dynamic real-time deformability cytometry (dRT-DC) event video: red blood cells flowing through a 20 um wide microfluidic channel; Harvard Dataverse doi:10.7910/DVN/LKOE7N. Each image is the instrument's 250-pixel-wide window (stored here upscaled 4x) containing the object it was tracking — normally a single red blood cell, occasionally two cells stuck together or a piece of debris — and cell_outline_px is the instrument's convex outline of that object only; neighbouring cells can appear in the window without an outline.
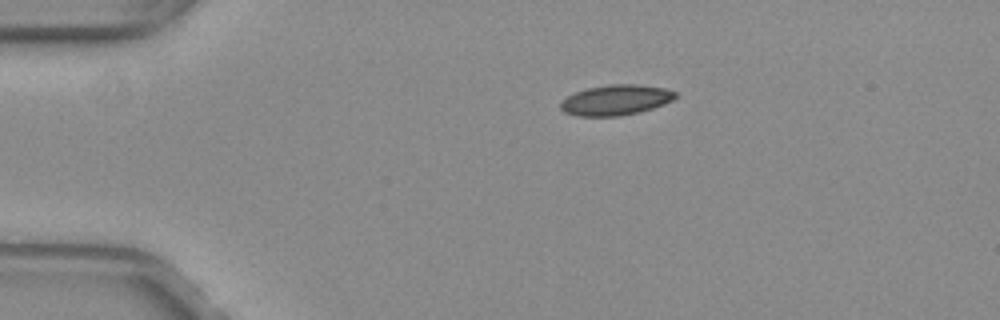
{"species": "common noctule bat (a hibernating species)", "species_latin": "Nyctalus noctula", "temperature_condition": "warm", "stored_images_in_passage": 42, "camera_frame_rate_fps": 3000, "um_per_image_px": 0.085, "animal": {"sex": "female", "body_mass_g": 29.2, "forearm_length_mm": 56.3}, "frame": {"image": 1, "passage_image": 1, "time_ms": 0.0, "image_size_px": [1000, 320], "cell_outline_px": [[676, 96], [672, 100], [664, 104], [640, 112], [620, 116], [576, 116], [564, 112], [560, 108], [560, 100], [576, 92], [588, 88], [608, 84], [636, 84], [664, 88], [676, 92]], "centroid_in_image_um": [52.31, 8.5], "position_along_channel_um": 32.7, "area_um2": 20.35}}
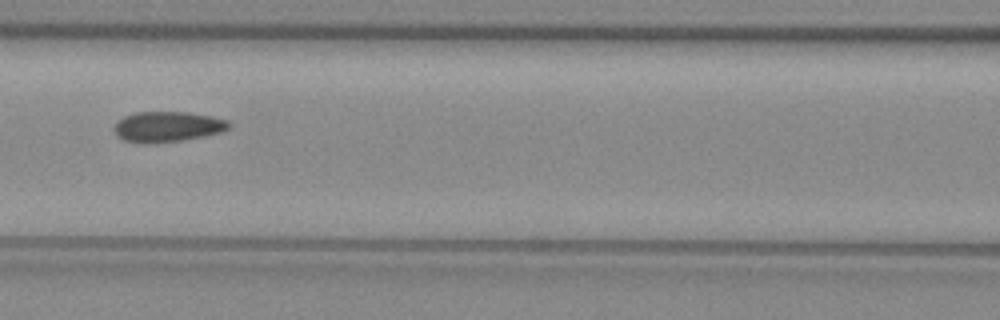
{"frame": {"image": 2, "passage_image": 14, "time_ms": 4.333, "image_size_px": [1000, 320], "cell_outline_px": [[232, 124], [228, 128], [220, 132], [180, 140], [144, 144], [140, 144], [124, 140], [116, 136], [116, 120], [124, 116], [136, 112], [188, 112], [212, 116], [228, 120]], "centroid_in_image_um": [14.21, 10.76], "position_along_channel_um": 152.4, "area_um2": 20.23}}
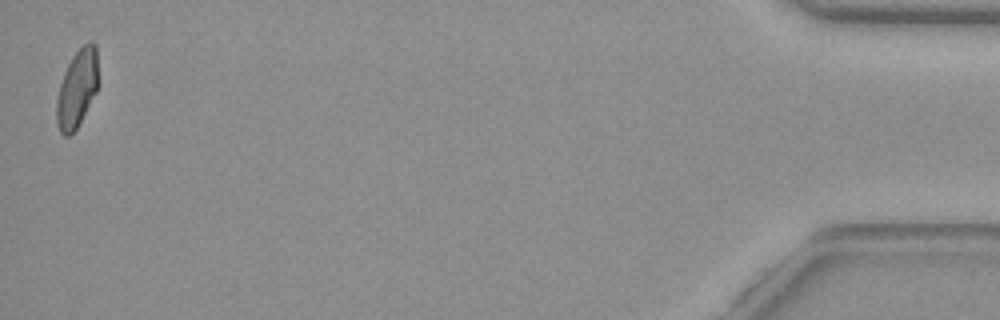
{"frame": {"image": 3, "passage_image": 42, "time_ms": 13.667, "image_size_px": [1000, 320], "cell_outline_px": [[96, 92], [76, 128], [68, 136], [64, 136], [60, 132], [56, 124], [56, 100], [60, 84], [64, 72], [72, 56], [88, 40], [92, 40], [96, 44]], "centroid_in_image_um": [6.51, 7.52], "position_along_channel_um": 428.7, "area_um2": 18.5}, "authors_computed_cell_mechanics": {"area_um2": 20.0566, "velocity_mm_per_s": 3.9826, "shape_relaxation_time_tau1_ms": null, "shape_relaxation_time_tau2_ms": 1.6168, "deformation_change_tau1": null, "deformation_change_tau2": 0.0506}}